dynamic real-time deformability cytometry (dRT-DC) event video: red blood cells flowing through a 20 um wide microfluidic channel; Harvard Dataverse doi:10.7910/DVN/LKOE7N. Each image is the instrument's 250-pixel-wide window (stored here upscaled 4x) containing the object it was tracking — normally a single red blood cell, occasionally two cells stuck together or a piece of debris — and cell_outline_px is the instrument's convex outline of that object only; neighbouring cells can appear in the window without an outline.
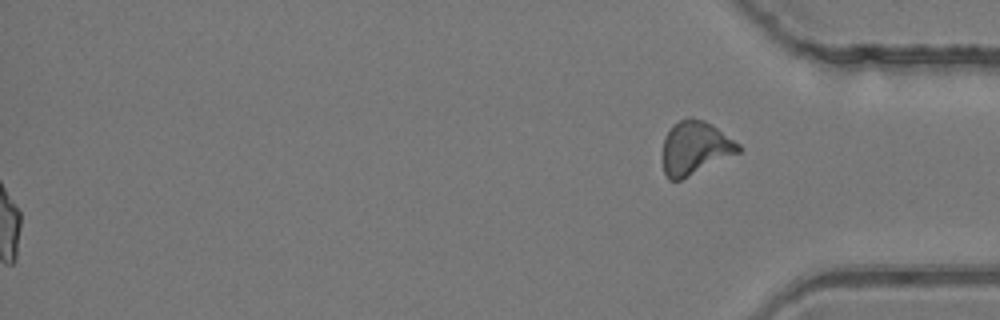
{"species": "common noctule bat (a hibernating species)", "species_latin": "Nyctalus noctula", "temperature_condition": "room temperature", "stored_images_in_passage": 52, "segment_of_instrument_passage": [2, 2], "camera_frame_rate_fps": 3000, "um_per_image_px": 0.085, "animal": {"sex": "female", "body_mass_g": 24.6, "forearm_length_mm": 56.2}, "frame": {"image": 1, "passage_image": 52, "time_ms": 17.0, "image_size_px": [1000, 320], "cell_outline_px": [[744, 148], [740, 152], [680, 180], [668, 180], [664, 172], [660, 156], [664, 136], [672, 124], [688, 116], [692, 116], [704, 120], [740, 144]], "centroid_in_image_um": [59.02, 12.56], "position_along_channel_um": 376.2, "area_um2": 23.99}}